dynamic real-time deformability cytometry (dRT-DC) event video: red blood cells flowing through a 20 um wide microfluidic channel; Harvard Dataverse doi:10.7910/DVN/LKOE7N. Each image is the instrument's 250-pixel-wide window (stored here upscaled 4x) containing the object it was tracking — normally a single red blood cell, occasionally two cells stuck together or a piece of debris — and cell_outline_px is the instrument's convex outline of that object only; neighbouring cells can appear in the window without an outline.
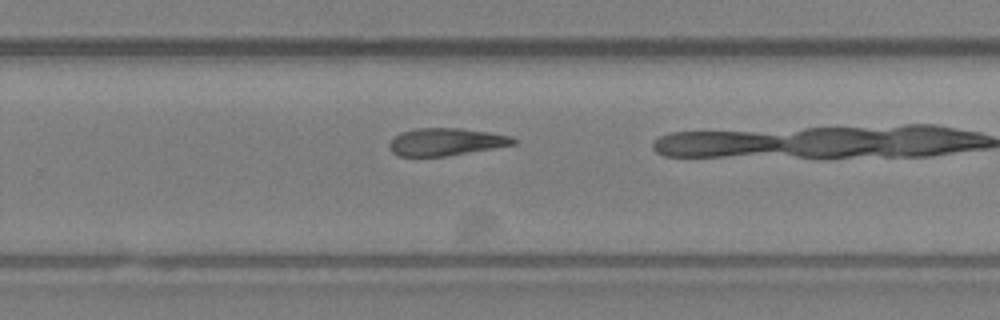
{"species": "Egyptian fruit bat (a non-hibernating species)", "species_latin": "Rousettus aegyptiacus", "temperature_condition": "room temperature", "stored_images_in_passage": 22, "camera_frame_rate_fps": 3000, "um_per_image_px": 0.085, "animal": {"sex": "female"}, "frame": {"image": 1, "passage_image": 16, "time_ms": 5.0, "image_size_px": [1000, 320], "cell_outline_px": [[516, 144], [444, 156], [400, 156], [392, 152], [388, 148], [388, 144], [400, 132], [416, 128], [456, 128], [488, 132], [512, 136], [516, 140]], "centroid_in_image_um": [37.87, 12.05], "position_along_channel_um": 291.9, "area_um2": 19.59}}